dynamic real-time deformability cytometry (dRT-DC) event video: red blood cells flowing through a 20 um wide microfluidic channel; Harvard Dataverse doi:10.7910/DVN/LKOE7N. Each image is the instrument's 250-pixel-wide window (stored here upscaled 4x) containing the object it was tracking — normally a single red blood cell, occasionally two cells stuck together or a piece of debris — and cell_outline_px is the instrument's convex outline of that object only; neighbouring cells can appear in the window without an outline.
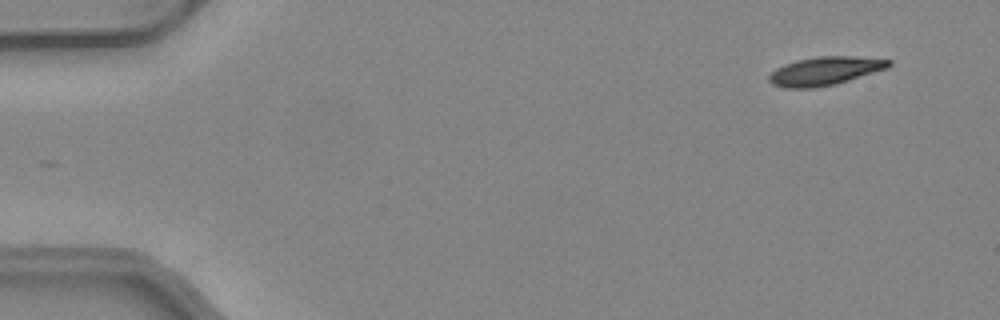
{"species": "common noctule bat (a hibernating species)", "species_latin": "Nyctalus noctula", "temperature_condition": "warm", "stored_images_in_passage": 47, "camera_frame_rate_fps": 3000, "um_per_image_px": 0.085, "animal": {"sex": "female", "body_mass_g": 24.6, "forearm_length_mm": 56.2}, "frame": {"image": 1, "passage_image": 1, "time_ms": 0.0, "image_size_px": [1000, 320], "cell_outline_px": [[892, 64], [888, 68], [836, 84], [812, 88], [784, 88], [772, 84], [768, 80], [768, 76], [776, 68], [784, 64], [796, 60], [816, 56], [852, 56], [892, 60]], "centroid_in_image_um": [70.11, 6.03], "position_along_channel_um": 14.9, "area_um2": 19.94}}
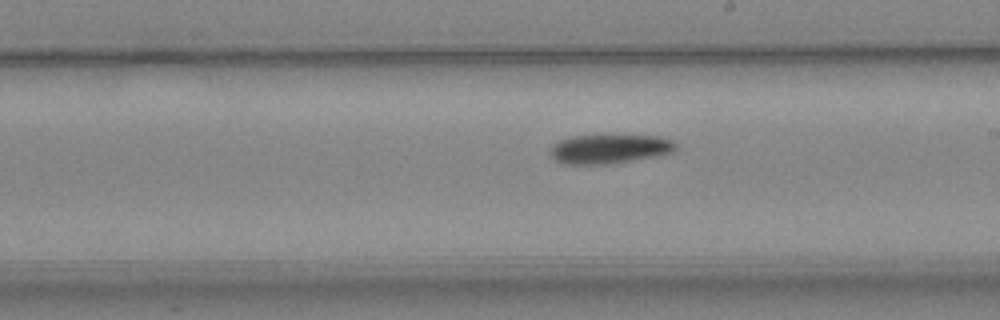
{"frame": {"image": 2, "passage_image": 26, "time_ms": 8.333, "image_size_px": [1000, 320], "cell_outline_px": [[676, 152], [656, 156], [608, 164], [564, 164], [556, 160], [548, 152], [552, 144], [568, 136], [656, 136], [672, 140], [676, 144]], "centroid_in_image_um": [51.78, 12.66], "position_along_channel_um": 237.2, "area_um2": 21.27}}
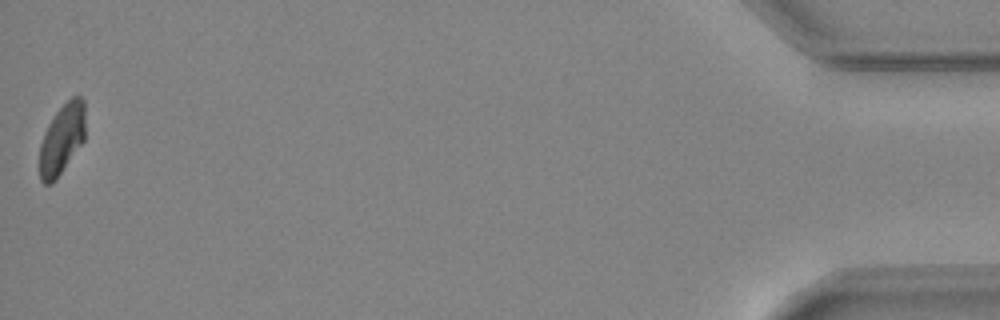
{"frame": {"image": 3, "passage_image": 47, "time_ms": 15.333, "image_size_px": [1000, 320], "cell_outline_px": [[84, 140], [56, 180], [52, 184], [44, 184], [40, 180], [40, 144], [44, 132], [48, 124], [56, 112], [72, 96], [80, 96], [84, 100]], "centroid_in_image_um": [5.25, 11.84], "position_along_channel_um": 429.9, "area_um2": 18.61}, "authors_computed_cell_mechanics": {"area_um2": 21.1548, "velocity_mm_per_s": 4.1376, "shape_relaxation_time_tau1_ms": 7.2597, "shape_relaxation_time_tau2_ms": null, "deformation_change_tau1": 0.1905, "deformation_change_tau2": null}}